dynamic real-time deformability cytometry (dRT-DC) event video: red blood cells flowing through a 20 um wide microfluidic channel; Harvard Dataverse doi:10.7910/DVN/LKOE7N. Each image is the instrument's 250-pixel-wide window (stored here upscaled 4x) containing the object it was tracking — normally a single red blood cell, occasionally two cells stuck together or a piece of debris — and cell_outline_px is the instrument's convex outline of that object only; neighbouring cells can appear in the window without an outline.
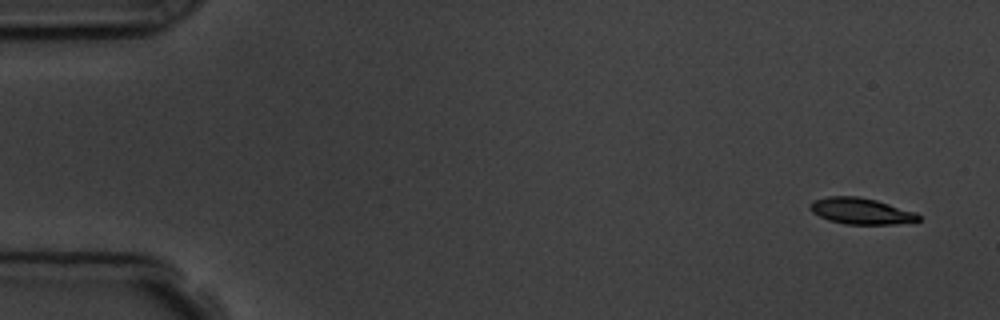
{"species": "common noctule bat (a hibernating species)", "species_latin": "Nyctalus noctula", "temperature_condition": "room temperature", "stored_images_in_passage": 4, "camera_frame_rate_fps": 3000, "um_per_image_px": 0.085, "animal": {"sex": "male", "body_mass_g": 19.5, "forearm_length_mm": 54.6}, "frame": {"image": 1, "passage_image": 1, "time_ms": 0.0, "image_size_px": [1000, 320], "cell_outline_px": [[920, 220], [892, 224], [844, 224], [828, 220], [812, 212], [808, 208], [808, 204], [812, 200], [828, 196], [856, 196], [876, 200], [916, 212], [920, 216]], "centroid_in_image_um": [73.12, 17.93], "position_along_channel_um": 11.9, "area_um2": 16.59}}
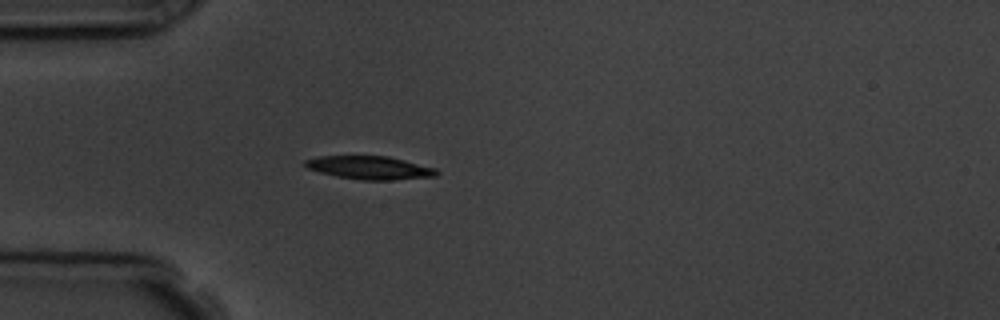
{"frame": {"image": 2, "passage_image": 4, "time_ms": 4.333, "image_size_px": [1000, 320], "cell_outline_px": [[440, 172], [436, 176], [396, 180], [360, 180], [336, 176], [320, 172], [308, 168], [304, 164], [304, 160], [320, 156], [388, 156], [436, 168]], "centroid_in_image_um": [31.45, 14.26], "position_along_channel_um": 53.5, "area_um2": 17.8}}